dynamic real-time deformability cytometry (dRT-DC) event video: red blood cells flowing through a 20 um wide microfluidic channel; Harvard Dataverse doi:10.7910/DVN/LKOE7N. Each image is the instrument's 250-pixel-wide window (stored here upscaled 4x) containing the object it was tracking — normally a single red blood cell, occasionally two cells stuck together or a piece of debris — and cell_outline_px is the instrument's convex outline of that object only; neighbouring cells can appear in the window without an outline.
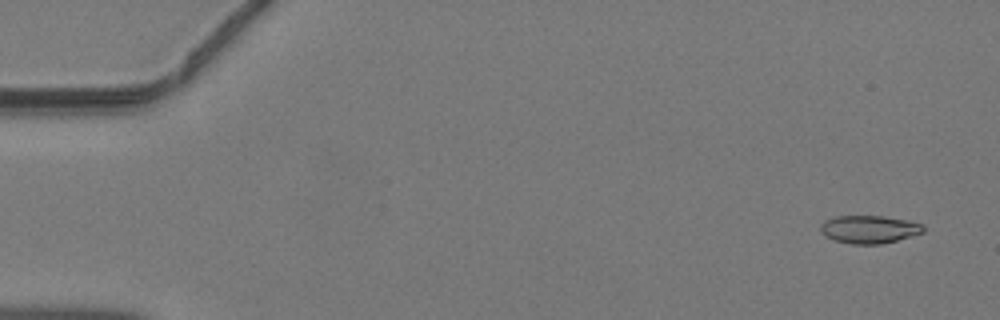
{"species": "common noctule bat (a hibernating species)", "species_latin": "Nyctalus noctula", "temperature_condition": "warm", "stored_images_in_passage": 44, "camera_frame_rate_fps": 3000, "um_per_image_px": 0.085, "animal": {"sex": "male", "body_mass_g": 19.2, "forearm_length_mm": 51.8}, "frame": {"image": 1, "passage_image": 1, "time_ms": 0.0, "image_size_px": [1000, 320], "cell_outline_px": [[924, 232], [896, 240], [880, 244], [852, 244], [832, 240], [824, 236], [820, 232], [820, 224], [824, 220], [836, 216], [884, 216], [908, 220], [920, 224], [924, 228]], "centroid_in_image_um": [73.82, 19.49], "position_along_channel_um": 11.2, "area_um2": 16.76}}
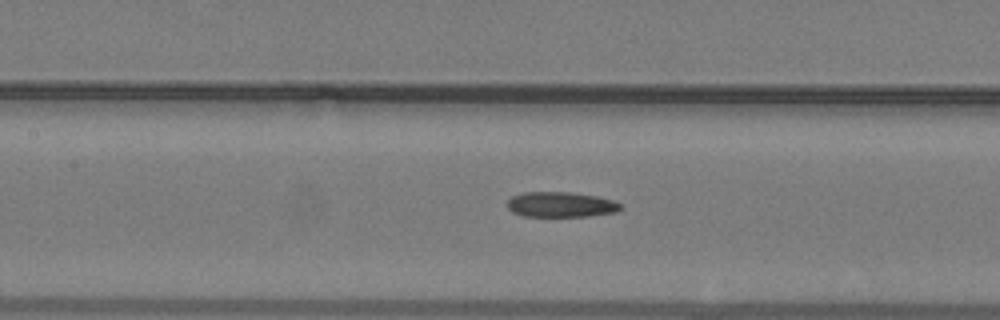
{"frame": {"image": 2, "passage_image": 20, "time_ms": 6.333, "image_size_px": [1000, 320], "cell_outline_px": [[624, 208], [616, 212], [588, 216], [524, 216], [512, 212], [508, 208], [508, 200], [512, 196], [524, 192], [568, 192], [596, 196], [612, 200], [620, 204]], "centroid_in_image_um": [47.67, 17.39], "position_along_channel_um": 159.7, "area_um2": 16.59}}
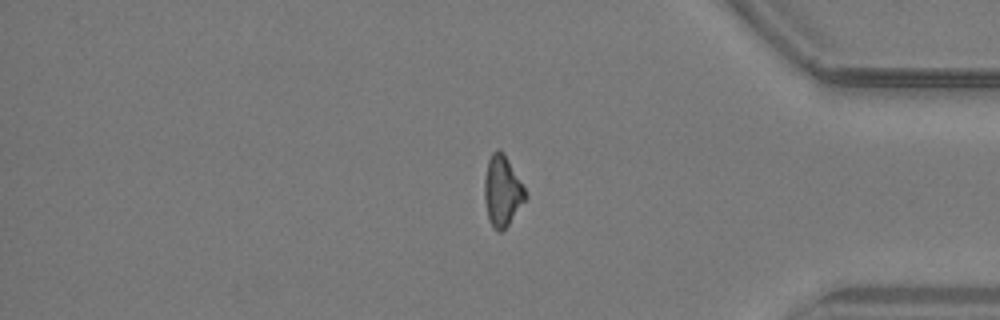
{"frame": {"image": 3, "passage_image": 37, "time_ms": 12.0, "image_size_px": [1000, 320], "cell_outline_px": [[528, 196], [508, 224], [500, 232], [492, 228], [488, 216], [484, 200], [484, 176], [488, 160], [492, 152], [496, 148], [500, 148], [504, 152], [524, 188]], "centroid_in_image_um": [42.67, 16.2], "position_along_channel_um": 392.5, "area_um2": 16.82}}